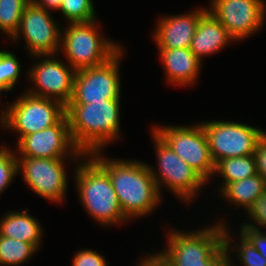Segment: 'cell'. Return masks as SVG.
<instances>
[{
  "mask_svg": "<svg viewBox=\"0 0 266 266\" xmlns=\"http://www.w3.org/2000/svg\"><path fill=\"white\" fill-rule=\"evenodd\" d=\"M100 153L89 155L108 173L124 216L130 220L155 210L160 204L161 194L148 164L129 159L109 160Z\"/></svg>",
  "mask_w": 266,
  "mask_h": 266,
  "instance_id": "obj_1",
  "label": "cell"
},
{
  "mask_svg": "<svg viewBox=\"0 0 266 266\" xmlns=\"http://www.w3.org/2000/svg\"><path fill=\"white\" fill-rule=\"evenodd\" d=\"M66 115L74 145L85 155L116 141L120 130V99L68 104Z\"/></svg>",
  "mask_w": 266,
  "mask_h": 266,
  "instance_id": "obj_2",
  "label": "cell"
},
{
  "mask_svg": "<svg viewBox=\"0 0 266 266\" xmlns=\"http://www.w3.org/2000/svg\"><path fill=\"white\" fill-rule=\"evenodd\" d=\"M85 157L75 168L79 201L101 225L126 222L108 173L90 155Z\"/></svg>",
  "mask_w": 266,
  "mask_h": 266,
  "instance_id": "obj_3",
  "label": "cell"
},
{
  "mask_svg": "<svg viewBox=\"0 0 266 266\" xmlns=\"http://www.w3.org/2000/svg\"><path fill=\"white\" fill-rule=\"evenodd\" d=\"M96 24V20L69 23L65 30L61 29L60 51L65 52L67 62L76 71L103 65L122 49L101 35Z\"/></svg>",
  "mask_w": 266,
  "mask_h": 266,
  "instance_id": "obj_4",
  "label": "cell"
},
{
  "mask_svg": "<svg viewBox=\"0 0 266 266\" xmlns=\"http://www.w3.org/2000/svg\"><path fill=\"white\" fill-rule=\"evenodd\" d=\"M168 247L158 254L169 266H206L224 247L221 221L195 231L168 233Z\"/></svg>",
  "mask_w": 266,
  "mask_h": 266,
  "instance_id": "obj_5",
  "label": "cell"
},
{
  "mask_svg": "<svg viewBox=\"0 0 266 266\" xmlns=\"http://www.w3.org/2000/svg\"><path fill=\"white\" fill-rule=\"evenodd\" d=\"M66 115V106L44 97L27 92L2 109L0 125L18 134V142L26 135L44 130L57 124Z\"/></svg>",
  "mask_w": 266,
  "mask_h": 266,
  "instance_id": "obj_6",
  "label": "cell"
},
{
  "mask_svg": "<svg viewBox=\"0 0 266 266\" xmlns=\"http://www.w3.org/2000/svg\"><path fill=\"white\" fill-rule=\"evenodd\" d=\"M152 130L206 182L214 175L215 163L201 123L192 126L154 125Z\"/></svg>",
  "mask_w": 266,
  "mask_h": 266,
  "instance_id": "obj_7",
  "label": "cell"
},
{
  "mask_svg": "<svg viewBox=\"0 0 266 266\" xmlns=\"http://www.w3.org/2000/svg\"><path fill=\"white\" fill-rule=\"evenodd\" d=\"M152 137L158 161L157 172L152 166L148 165V167L160 194L164 185L178 198L189 203L207 182L154 132H152Z\"/></svg>",
  "mask_w": 266,
  "mask_h": 266,
  "instance_id": "obj_8",
  "label": "cell"
},
{
  "mask_svg": "<svg viewBox=\"0 0 266 266\" xmlns=\"http://www.w3.org/2000/svg\"><path fill=\"white\" fill-rule=\"evenodd\" d=\"M201 124L215 164L224 158L253 155L259 140L266 133L240 122L212 120Z\"/></svg>",
  "mask_w": 266,
  "mask_h": 266,
  "instance_id": "obj_9",
  "label": "cell"
},
{
  "mask_svg": "<svg viewBox=\"0 0 266 266\" xmlns=\"http://www.w3.org/2000/svg\"><path fill=\"white\" fill-rule=\"evenodd\" d=\"M124 50L98 67L76 71L73 95L69 104H91L108 99H120L119 65Z\"/></svg>",
  "mask_w": 266,
  "mask_h": 266,
  "instance_id": "obj_10",
  "label": "cell"
},
{
  "mask_svg": "<svg viewBox=\"0 0 266 266\" xmlns=\"http://www.w3.org/2000/svg\"><path fill=\"white\" fill-rule=\"evenodd\" d=\"M51 12L30 1L22 14L16 34L11 38L18 41L23 35L26 47L31 55L39 58L43 55H57L61 44L59 25L52 18Z\"/></svg>",
  "mask_w": 266,
  "mask_h": 266,
  "instance_id": "obj_11",
  "label": "cell"
},
{
  "mask_svg": "<svg viewBox=\"0 0 266 266\" xmlns=\"http://www.w3.org/2000/svg\"><path fill=\"white\" fill-rule=\"evenodd\" d=\"M17 147V157L67 159V154L76 160L85 157L72 141L67 115L49 128L24 136Z\"/></svg>",
  "mask_w": 266,
  "mask_h": 266,
  "instance_id": "obj_12",
  "label": "cell"
},
{
  "mask_svg": "<svg viewBox=\"0 0 266 266\" xmlns=\"http://www.w3.org/2000/svg\"><path fill=\"white\" fill-rule=\"evenodd\" d=\"M210 8L208 11L235 41L253 35L265 23L266 5L263 0H212Z\"/></svg>",
  "mask_w": 266,
  "mask_h": 266,
  "instance_id": "obj_13",
  "label": "cell"
},
{
  "mask_svg": "<svg viewBox=\"0 0 266 266\" xmlns=\"http://www.w3.org/2000/svg\"><path fill=\"white\" fill-rule=\"evenodd\" d=\"M65 159L17 157L18 172L39 196L60 203L67 191Z\"/></svg>",
  "mask_w": 266,
  "mask_h": 266,
  "instance_id": "obj_14",
  "label": "cell"
},
{
  "mask_svg": "<svg viewBox=\"0 0 266 266\" xmlns=\"http://www.w3.org/2000/svg\"><path fill=\"white\" fill-rule=\"evenodd\" d=\"M43 57L45 58L33 65L27 73L36 87L26 92L37 97L56 100L67 106L73 95L76 70L60 62L54 54Z\"/></svg>",
  "mask_w": 266,
  "mask_h": 266,
  "instance_id": "obj_15",
  "label": "cell"
},
{
  "mask_svg": "<svg viewBox=\"0 0 266 266\" xmlns=\"http://www.w3.org/2000/svg\"><path fill=\"white\" fill-rule=\"evenodd\" d=\"M208 9L159 18L153 38L158 49L190 48L200 18Z\"/></svg>",
  "mask_w": 266,
  "mask_h": 266,
  "instance_id": "obj_16",
  "label": "cell"
},
{
  "mask_svg": "<svg viewBox=\"0 0 266 266\" xmlns=\"http://www.w3.org/2000/svg\"><path fill=\"white\" fill-rule=\"evenodd\" d=\"M158 50L168 79L166 81L181 86L194 85L200 74L201 61L190 48Z\"/></svg>",
  "mask_w": 266,
  "mask_h": 266,
  "instance_id": "obj_17",
  "label": "cell"
},
{
  "mask_svg": "<svg viewBox=\"0 0 266 266\" xmlns=\"http://www.w3.org/2000/svg\"><path fill=\"white\" fill-rule=\"evenodd\" d=\"M232 41L235 40L227 29L207 11L197 24L190 50L201 61L205 56L222 50Z\"/></svg>",
  "mask_w": 266,
  "mask_h": 266,
  "instance_id": "obj_18",
  "label": "cell"
},
{
  "mask_svg": "<svg viewBox=\"0 0 266 266\" xmlns=\"http://www.w3.org/2000/svg\"><path fill=\"white\" fill-rule=\"evenodd\" d=\"M4 216L0 220V236L32 243L39 250L43 229L27 209L23 212L12 211Z\"/></svg>",
  "mask_w": 266,
  "mask_h": 266,
  "instance_id": "obj_19",
  "label": "cell"
},
{
  "mask_svg": "<svg viewBox=\"0 0 266 266\" xmlns=\"http://www.w3.org/2000/svg\"><path fill=\"white\" fill-rule=\"evenodd\" d=\"M265 190L266 182L259 174H256L227 184L220 190V193L228 202H232L235 207L243 206L246 210Z\"/></svg>",
  "mask_w": 266,
  "mask_h": 266,
  "instance_id": "obj_20",
  "label": "cell"
},
{
  "mask_svg": "<svg viewBox=\"0 0 266 266\" xmlns=\"http://www.w3.org/2000/svg\"><path fill=\"white\" fill-rule=\"evenodd\" d=\"M214 174L224 178L221 190L229 183L252 177L257 174L254 156L221 159L215 164Z\"/></svg>",
  "mask_w": 266,
  "mask_h": 266,
  "instance_id": "obj_21",
  "label": "cell"
},
{
  "mask_svg": "<svg viewBox=\"0 0 266 266\" xmlns=\"http://www.w3.org/2000/svg\"><path fill=\"white\" fill-rule=\"evenodd\" d=\"M37 251L32 243L0 236V266H16L26 262Z\"/></svg>",
  "mask_w": 266,
  "mask_h": 266,
  "instance_id": "obj_22",
  "label": "cell"
},
{
  "mask_svg": "<svg viewBox=\"0 0 266 266\" xmlns=\"http://www.w3.org/2000/svg\"><path fill=\"white\" fill-rule=\"evenodd\" d=\"M29 0H0V30L12 38L19 27L20 20Z\"/></svg>",
  "mask_w": 266,
  "mask_h": 266,
  "instance_id": "obj_23",
  "label": "cell"
},
{
  "mask_svg": "<svg viewBox=\"0 0 266 266\" xmlns=\"http://www.w3.org/2000/svg\"><path fill=\"white\" fill-rule=\"evenodd\" d=\"M59 10L69 23L97 20L92 0H62Z\"/></svg>",
  "mask_w": 266,
  "mask_h": 266,
  "instance_id": "obj_24",
  "label": "cell"
},
{
  "mask_svg": "<svg viewBox=\"0 0 266 266\" xmlns=\"http://www.w3.org/2000/svg\"><path fill=\"white\" fill-rule=\"evenodd\" d=\"M21 65L16 56L8 51L0 50V94L11 91L18 81Z\"/></svg>",
  "mask_w": 266,
  "mask_h": 266,
  "instance_id": "obj_25",
  "label": "cell"
},
{
  "mask_svg": "<svg viewBox=\"0 0 266 266\" xmlns=\"http://www.w3.org/2000/svg\"><path fill=\"white\" fill-rule=\"evenodd\" d=\"M16 153L6 146L0 147V194L8 188L15 176L18 175Z\"/></svg>",
  "mask_w": 266,
  "mask_h": 266,
  "instance_id": "obj_26",
  "label": "cell"
},
{
  "mask_svg": "<svg viewBox=\"0 0 266 266\" xmlns=\"http://www.w3.org/2000/svg\"><path fill=\"white\" fill-rule=\"evenodd\" d=\"M238 245V246H237ZM231 250L236 249L235 255L244 266H266V258L251 244V242L240 232V243ZM238 250V251H237Z\"/></svg>",
  "mask_w": 266,
  "mask_h": 266,
  "instance_id": "obj_27",
  "label": "cell"
},
{
  "mask_svg": "<svg viewBox=\"0 0 266 266\" xmlns=\"http://www.w3.org/2000/svg\"><path fill=\"white\" fill-rule=\"evenodd\" d=\"M246 212H248V217L256 223L253 224V221L250 223H243L242 226L251 227L254 229H257L259 226L266 228V190L253 202L248 209H246Z\"/></svg>",
  "mask_w": 266,
  "mask_h": 266,
  "instance_id": "obj_28",
  "label": "cell"
},
{
  "mask_svg": "<svg viewBox=\"0 0 266 266\" xmlns=\"http://www.w3.org/2000/svg\"><path fill=\"white\" fill-rule=\"evenodd\" d=\"M72 263V266H108L103 256L90 249L77 251Z\"/></svg>",
  "mask_w": 266,
  "mask_h": 266,
  "instance_id": "obj_29",
  "label": "cell"
},
{
  "mask_svg": "<svg viewBox=\"0 0 266 266\" xmlns=\"http://www.w3.org/2000/svg\"><path fill=\"white\" fill-rule=\"evenodd\" d=\"M240 232L266 258V233H262L260 228L257 230L247 226H241Z\"/></svg>",
  "mask_w": 266,
  "mask_h": 266,
  "instance_id": "obj_30",
  "label": "cell"
},
{
  "mask_svg": "<svg viewBox=\"0 0 266 266\" xmlns=\"http://www.w3.org/2000/svg\"><path fill=\"white\" fill-rule=\"evenodd\" d=\"M228 228L224 224V244L225 247L206 265V266H234L232 265L233 261L230 260L232 257L230 256V248L233 246L230 239V232L227 230ZM230 247V248H229Z\"/></svg>",
  "mask_w": 266,
  "mask_h": 266,
  "instance_id": "obj_31",
  "label": "cell"
},
{
  "mask_svg": "<svg viewBox=\"0 0 266 266\" xmlns=\"http://www.w3.org/2000/svg\"><path fill=\"white\" fill-rule=\"evenodd\" d=\"M253 156L255 159L257 174H259L266 182V133L259 140Z\"/></svg>",
  "mask_w": 266,
  "mask_h": 266,
  "instance_id": "obj_32",
  "label": "cell"
},
{
  "mask_svg": "<svg viewBox=\"0 0 266 266\" xmlns=\"http://www.w3.org/2000/svg\"><path fill=\"white\" fill-rule=\"evenodd\" d=\"M33 2L39 7L49 10H59L62 0H33Z\"/></svg>",
  "mask_w": 266,
  "mask_h": 266,
  "instance_id": "obj_33",
  "label": "cell"
}]
</instances>
